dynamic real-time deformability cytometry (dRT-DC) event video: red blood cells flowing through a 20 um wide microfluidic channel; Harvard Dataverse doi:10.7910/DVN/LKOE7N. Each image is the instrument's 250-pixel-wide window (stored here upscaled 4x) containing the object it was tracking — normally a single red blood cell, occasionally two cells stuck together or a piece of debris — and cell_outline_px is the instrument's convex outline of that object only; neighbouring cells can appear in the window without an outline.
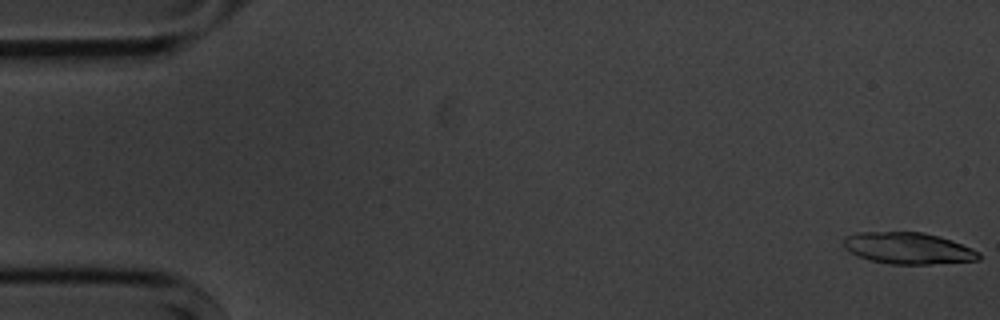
{"species": "common noctule bat (a hibernating species)", "species_latin": "Nyctalus noctula", "temperature_condition": "cold", "stored_images_in_passage": 42, "segment_of_instrument_passage": [1, 2], "camera_frame_rate_fps": 3000, "um_per_image_px": 0.085, "animal": {"sex": "male", "body_mass_g": 20.1, "forearm_length_mm": 53.5}, "frame": {"image": 1, "passage_image": 1, "time_ms": 0.0, "image_size_px": [1000, 320], "cell_outline_px": [[980, 260], [928, 264], [888, 264], [868, 260], [856, 256], [844, 248], [844, 236], [856, 232], [924, 232], [940, 236], [952, 240], [972, 248], [980, 252]], "centroid_in_image_um": [77.17, 21.1], "position_along_channel_um": 7.8, "area_um2": 25.14}}